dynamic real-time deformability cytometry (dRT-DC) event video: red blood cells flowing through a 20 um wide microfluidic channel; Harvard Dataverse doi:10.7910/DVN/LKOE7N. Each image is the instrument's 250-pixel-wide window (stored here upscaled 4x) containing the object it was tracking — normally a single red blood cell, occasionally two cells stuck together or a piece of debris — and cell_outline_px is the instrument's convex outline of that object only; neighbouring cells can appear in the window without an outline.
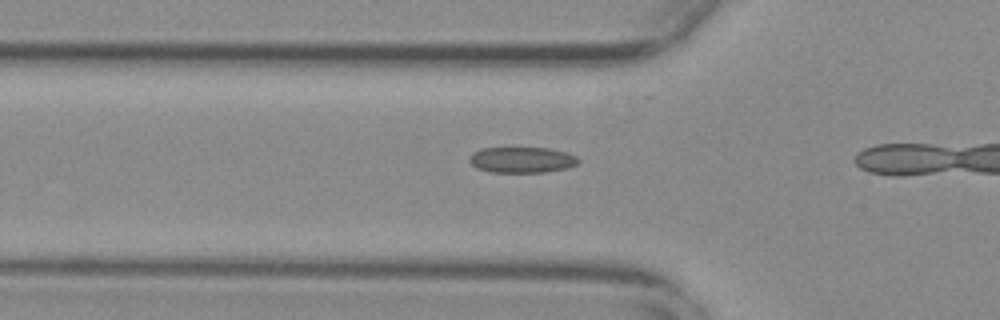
{"species": "common noctule bat (a hibernating species)", "species_latin": "Nyctalus noctula", "temperature_condition": "warm", "stored_images_in_passage": 16, "camera_frame_rate_fps": 3000, "um_per_image_px": 0.085, "animal": {"sex": "female", "body_mass_g": 29.2, "forearm_length_mm": 56.3}, "frame": {"image": 1, "passage_image": 14, "time_ms": 4.333, "image_size_px": [1000, 320], "cell_outline_px": [[580, 160], [576, 164], [568, 168], [544, 172], [488, 172], [476, 168], [468, 160], [468, 156], [472, 152], [480, 148], [548, 148], [564, 152], [576, 156]], "centroid_in_image_um": [44.3, 13.59], "position_along_channel_um": 81.5, "area_um2": 16.47}}